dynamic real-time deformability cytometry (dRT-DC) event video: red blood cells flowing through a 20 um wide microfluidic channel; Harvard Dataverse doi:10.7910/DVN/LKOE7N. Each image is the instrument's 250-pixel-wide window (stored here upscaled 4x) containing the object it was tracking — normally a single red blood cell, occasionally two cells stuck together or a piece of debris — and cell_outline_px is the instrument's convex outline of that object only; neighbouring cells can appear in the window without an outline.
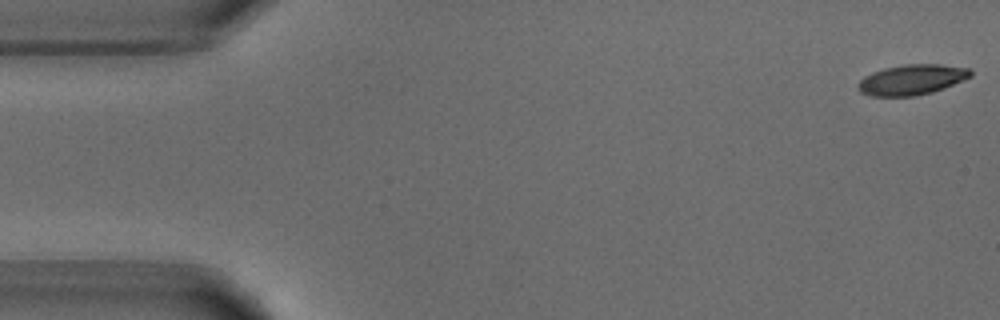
{"species": "common noctule bat (a hibernating species)", "species_latin": "Nyctalus noctula", "temperature_condition": "warm", "stored_images_in_passage": 53, "camera_frame_rate_fps": 3000, "um_per_image_px": 0.085, "animal": {"sex": "male", "body_mass_g": 18.8}, "frame": {"image": 1, "passage_image": 1, "time_ms": 0.0, "image_size_px": [1000, 320], "cell_outline_px": [[972, 76], [944, 88], [932, 92], [916, 96], [872, 96], [860, 92], [856, 88], [856, 84], [864, 76], [872, 72], [884, 68], [904, 64], [940, 64], [968, 68], [972, 72]], "centroid_in_image_um": [77.47, 6.77], "position_along_channel_um": 7.5, "area_um2": 20.0}}
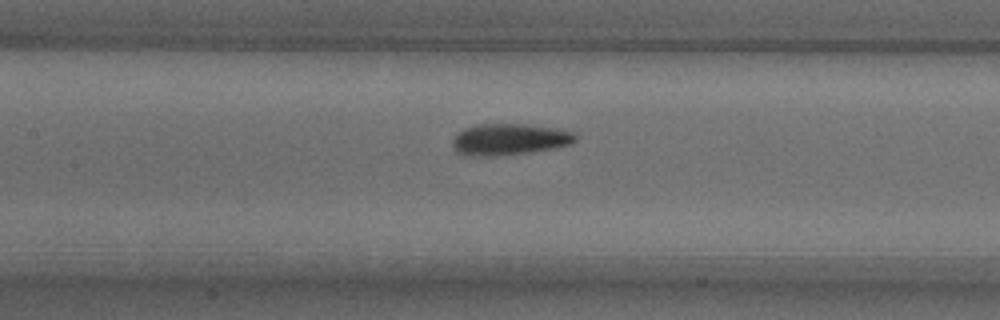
{"frame": {"image": 2, "passage_image": 23, "time_ms": 7.333, "image_size_px": [1000, 320], "cell_outline_px": [[576, 140], [572, 144], [532, 152], [492, 156], [468, 156], [456, 152], [452, 144], [452, 140], [464, 128], [480, 124], [524, 124], [556, 128], [572, 132], [576, 136]], "centroid_in_image_um": [43.29, 11.85], "position_along_channel_um": 164.1, "area_um2": 22.43}}
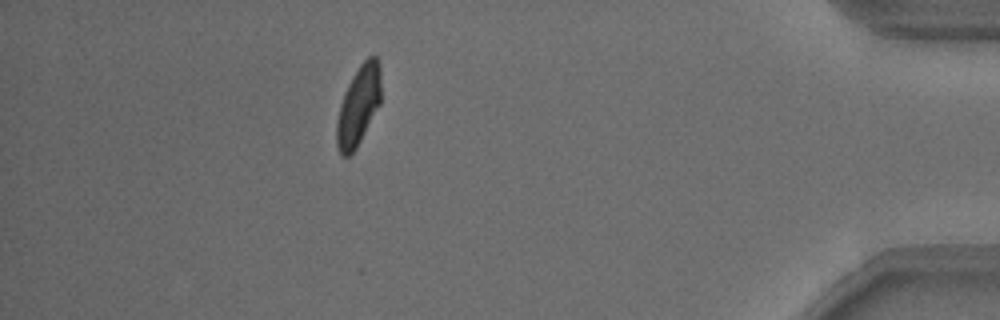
{"frame": {"image": 3, "passage_image": 46, "time_ms": 15.0, "image_size_px": [1000, 320], "cell_outline_px": [[380, 104], [356, 148], [348, 156], [340, 156], [336, 144], [336, 124], [340, 104], [344, 92], [352, 76], [360, 64], [368, 56], [376, 52], [380, 64]], "centroid_in_image_um": [30.47, 8.94], "position_along_channel_um": 404.7, "area_um2": 20.69}, "authors_computed_cell_mechanics": {"area_um2": 21.5016, "velocity_mm_per_s": 3.8286, "shape_relaxation_time_tau1_ms": 3.0258, "shape_relaxation_time_tau2_ms": 1.2768, "deformation_change_tau1": 0.1626, "deformation_change_tau2": 0.0788}}